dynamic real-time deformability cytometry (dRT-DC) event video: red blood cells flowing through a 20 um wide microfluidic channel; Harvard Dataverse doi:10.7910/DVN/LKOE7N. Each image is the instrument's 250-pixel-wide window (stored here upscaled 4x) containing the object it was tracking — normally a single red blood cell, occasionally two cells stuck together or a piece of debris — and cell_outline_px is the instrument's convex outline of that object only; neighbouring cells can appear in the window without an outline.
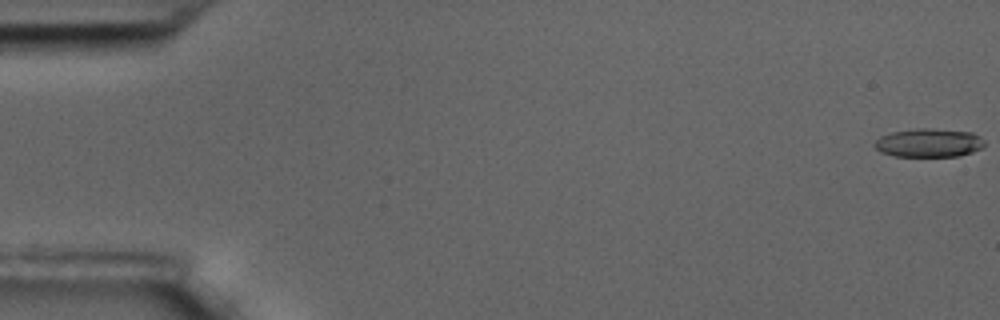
{"species": "common noctule bat (a hibernating species)", "species_latin": "Nyctalus noctula", "temperature_condition": "room temperature", "stored_images_in_passage": 59, "camera_frame_rate_fps": 3000, "um_per_image_px": 0.085, "animal": {"sex": "male", "body_mass_g": 17.5, "forearm_length_mm": 52.3}, "frame": {"image": 1, "passage_image": 1, "time_ms": 0.0, "image_size_px": [1000, 320], "cell_outline_px": [[972, 148], [968, 152], [952, 156], [900, 156], [888, 152], [880, 148], [900, 132], [960, 132], [972, 136]], "centroid_in_image_um": [78.97, 12.24], "position_along_channel_um": 6.0, "area_um2": 13.7}}
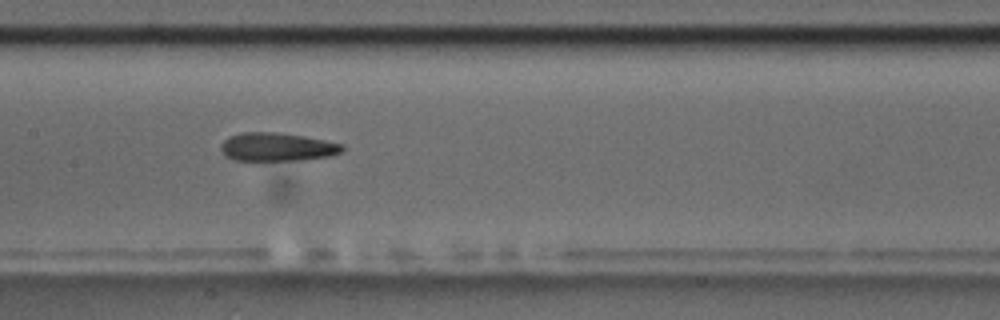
{"frame": {"image": 2, "passage_image": 30, "time_ms": 9.667, "image_size_px": [1000, 320], "cell_outline_px": [[340, 148], [336, 152], [316, 156], [272, 160], [248, 160], [232, 156], [224, 148], [224, 144], [228, 140], [236, 136], [288, 136], [336, 144]], "centroid_in_image_um": [23.51, 12.55], "position_along_channel_um": 183.9, "area_um2": 15.66}}
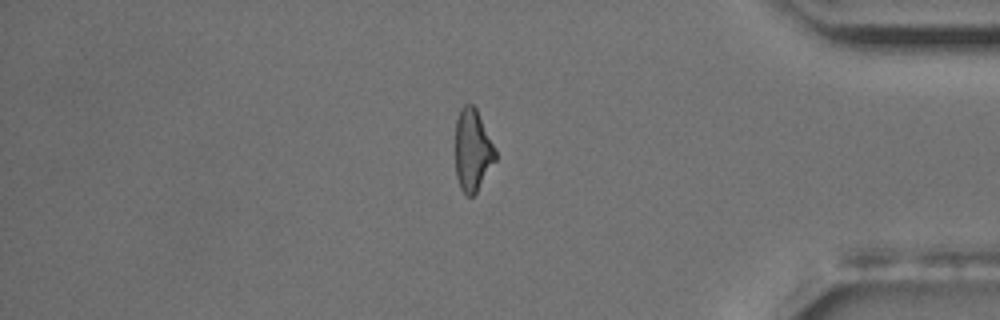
{"frame": {"image": 3, "passage_image": 51, "time_ms": 16.667, "image_size_px": [1000, 320], "cell_outline_px": [[496, 156], [472, 196], [460, 184], [456, 168], [456, 128], [460, 116], [472, 108], [476, 112], [496, 152]], "centroid_in_image_um": [40.17, 12.85], "position_along_channel_um": 395.0, "area_um2": 16.59}, "authors_computed_cell_mechanics": {"area_um2": 16.2996, "velocity_mm_per_s": 3.4249, "shape_relaxation_time_tau1_ms": null, "shape_relaxation_time_tau2_ms": 6.5264, "deformation_change_tau1": null, "deformation_change_tau2": 0.1887}}